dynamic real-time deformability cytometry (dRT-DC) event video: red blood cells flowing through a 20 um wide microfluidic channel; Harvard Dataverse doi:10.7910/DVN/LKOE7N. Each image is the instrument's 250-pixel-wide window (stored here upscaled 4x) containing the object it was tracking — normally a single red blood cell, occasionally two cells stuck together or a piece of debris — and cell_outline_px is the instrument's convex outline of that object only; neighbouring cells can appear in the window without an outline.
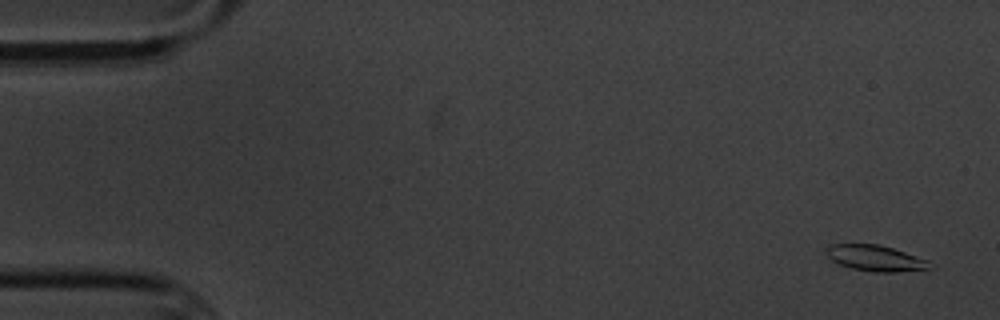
{"species": "common noctule bat (a hibernating species)", "species_latin": "Nyctalus noctula", "temperature_condition": "cold", "stored_images_in_passage": 5, "camera_frame_rate_fps": 3000, "um_per_image_px": 0.085, "animal": {"sex": "male", "body_mass_g": 20.1, "forearm_length_mm": 53.5}, "frame": {"image": 1, "passage_image": 1, "time_ms": 0.0, "image_size_px": [1000, 320], "cell_outline_px": [[936, 268], [896, 272], [876, 272], [852, 268], [840, 264], [832, 260], [824, 252], [832, 244], [880, 244], [928, 260], [936, 264]], "centroid_in_image_um": [74.49, 21.95], "position_along_channel_um": 10.5, "area_um2": 15.66}}
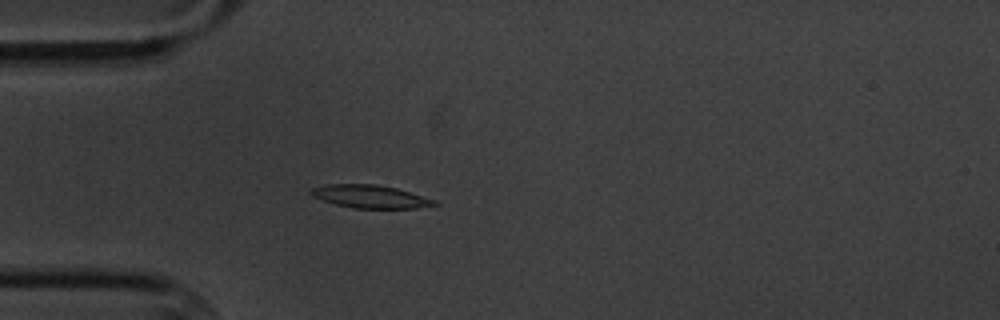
{"frame": {"image": 2, "passage_image": 5, "time_ms": 4.667, "image_size_px": [1000, 320], "cell_outline_px": [[440, 204], [416, 208], [352, 208], [336, 204], [312, 196], [308, 192], [312, 188], [324, 184], [376, 184], [396, 188], [436, 200]], "centroid_in_image_um": [31.46, 16.7], "position_along_channel_um": 53.5, "area_um2": 16.47}}